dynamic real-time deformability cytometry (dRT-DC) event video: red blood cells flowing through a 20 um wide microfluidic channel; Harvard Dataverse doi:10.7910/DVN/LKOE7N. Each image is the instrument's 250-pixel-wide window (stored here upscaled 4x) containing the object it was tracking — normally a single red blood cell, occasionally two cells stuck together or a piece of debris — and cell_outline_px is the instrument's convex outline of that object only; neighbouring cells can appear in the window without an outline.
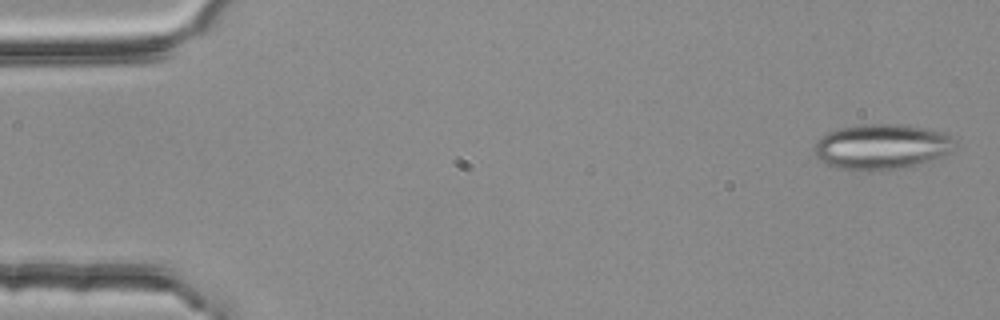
{"species": "common noctule bat (a hibernating species)", "species_latin": "Nyctalus noctula", "temperature_condition": "room temperature", "stored_images_in_passage": 4, "camera_frame_rate_fps": 3000, "um_per_image_px": 0.085, "animal": {"sex": "female", "body_mass_g": 25.1}, "frame": {"image": 1, "passage_image": 1, "time_ms": 0.0, "image_size_px": [1000, 320], "cell_outline_px": [[956, 144], [948, 152], [928, 160], [916, 164], [896, 168], [872, 172], [856, 172], [824, 164], [816, 156], [812, 148], [820, 136], [824, 132], [840, 128], [868, 124], [900, 124], [928, 128], [944, 132], [952, 136], [956, 140]], "centroid_in_image_um": [74.86, 12.47], "position_along_channel_um": 10.1, "area_um2": 37.45}}